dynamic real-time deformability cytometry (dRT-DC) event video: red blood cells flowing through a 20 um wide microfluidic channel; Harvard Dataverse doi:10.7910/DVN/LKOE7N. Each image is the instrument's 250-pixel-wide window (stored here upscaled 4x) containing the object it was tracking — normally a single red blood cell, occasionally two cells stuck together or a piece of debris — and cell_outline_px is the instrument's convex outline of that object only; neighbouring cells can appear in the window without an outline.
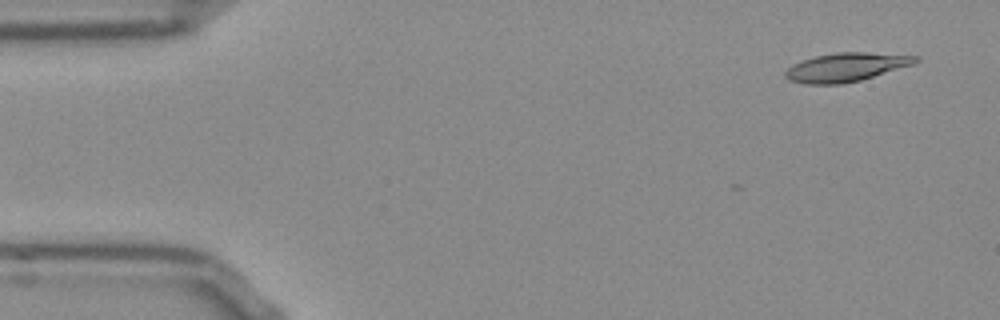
{"species": "Egyptian fruit bat (a non-hibernating species)", "species_latin": "Rousettus aegyptiacus", "temperature_condition": "room temperature", "stored_images_in_passage": 6, "camera_frame_rate_fps": 3000, "um_per_image_px": 0.085, "frame": {"image": 1, "passage_image": 1, "time_ms": 0.0, "image_size_px": [1000, 320], "cell_outline_px": [[920, 60], [916, 64], [860, 80], [840, 84], [804, 84], [792, 80], [784, 76], [784, 72], [792, 64], [816, 56], [836, 52], [864, 52], [920, 56]], "centroid_in_image_um": [71.96, 5.71], "position_along_channel_um": 13.0, "area_um2": 21.73}}